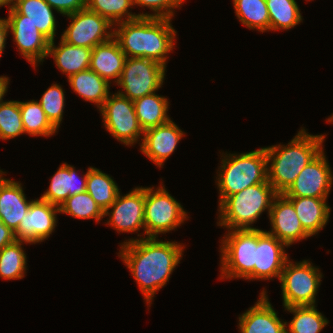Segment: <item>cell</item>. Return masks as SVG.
<instances>
[{"instance_id": "1", "label": "cell", "mask_w": 333, "mask_h": 333, "mask_svg": "<svg viewBox=\"0 0 333 333\" xmlns=\"http://www.w3.org/2000/svg\"><path fill=\"white\" fill-rule=\"evenodd\" d=\"M119 257L132 273L146 303L169 281L183 256L184 246L158 238L128 239L120 244Z\"/></svg>"}, {"instance_id": "2", "label": "cell", "mask_w": 333, "mask_h": 333, "mask_svg": "<svg viewBox=\"0 0 333 333\" xmlns=\"http://www.w3.org/2000/svg\"><path fill=\"white\" fill-rule=\"evenodd\" d=\"M115 26L113 37L126 57L148 58L167 67V55L173 50L177 34L171 19L139 17Z\"/></svg>"}, {"instance_id": "3", "label": "cell", "mask_w": 333, "mask_h": 333, "mask_svg": "<svg viewBox=\"0 0 333 333\" xmlns=\"http://www.w3.org/2000/svg\"><path fill=\"white\" fill-rule=\"evenodd\" d=\"M324 140L325 135H311L302 128L286 146L265 147L268 182L278 194H283L300 172L323 151Z\"/></svg>"}, {"instance_id": "4", "label": "cell", "mask_w": 333, "mask_h": 333, "mask_svg": "<svg viewBox=\"0 0 333 333\" xmlns=\"http://www.w3.org/2000/svg\"><path fill=\"white\" fill-rule=\"evenodd\" d=\"M225 155V156H224ZM216 184L220 205L227 197L259 183L268 182L265 147L240 154L222 153Z\"/></svg>"}, {"instance_id": "5", "label": "cell", "mask_w": 333, "mask_h": 333, "mask_svg": "<svg viewBox=\"0 0 333 333\" xmlns=\"http://www.w3.org/2000/svg\"><path fill=\"white\" fill-rule=\"evenodd\" d=\"M278 195L269 182L252 185L227 197L218 207V226L228 230L255 229L252 224L263 211L268 216L274 198Z\"/></svg>"}, {"instance_id": "6", "label": "cell", "mask_w": 333, "mask_h": 333, "mask_svg": "<svg viewBox=\"0 0 333 333\" xmlns=\"http://www.w3.org/2000/svg\"><path fill=\"white\" fill-rule=\"evenodd\" d=\"M221 240L220 279L254 280L256 228L228 230Z\"/></svg>"}, {"instance_id": "7", "label": "cell", "mask_w": 333, "mask_h": 333, "mask_svg": "<svg viewBox=\"0 0 333 333\" xmlns=\"http://www.w3.org/2000/svg\"><path fill=\"white\" fill-rule=\"evenodd\" d=\"M293 263L287 259L279 278L284 308L315 305L322 273L308 260Z\"/></svg>"}, {"instance_id": "8", "label": "cell", "mask_w": 333, "mask_h": 333, "mask_svg": "<svg viewBox=\"0 0 333 333\" xmlns=\"http://www.w3.org/2000/svg\"><path fill=\"white\" fill-rule=\"evenodd\" d=\"M188 217L183 206L169 194L164 185L145 187L144 225L147 238H158L179 227Z\"/></svg>"}, {"instance_id": "9", "label": "cell", "mask_w": 333, "mask_h": 333, "mask_svg": "<svg viewBox=\"0 0 333 333\" xmlns=\"http://www.w3.org/2000/svg\"><path fill=\"white\" fill-rule=\"evenodd\" d=\"M166 67L161 63L141 57H127L119 81L124 97L135 101L158 91L163 85Z\"/></svg>"}, {"instance_id": "10", "label": "cell", "mask_w": 333, "mask_h": 333, "mask_svg": "<svg viewBox=\"0 0 333 333\" xmlns=\"http://www.w3.org/2000/svg\"><path fill=\"white\" fill-rule=\"evenodd\" d=\"M99 110L105 129L115 139L126 146L140 141V136L143 140L144 131L139 124L133 101L118 92L109 94Z\"/></svg>"}, {"instance_id": "11", "label": "cell", "mask_w": 333, "mask_h": 333, "mask_svg": "<svg viewBox=\"0 0 333 333\" xmlns=\"http://www.w3.org/2000/svg\"><path fill=\"white\" fill-rule=\"evenodd\" d=\"M66 16L71 23L64 30L61 39L68 44L93 49L113 37L114 30L111 28L115 26L87 8Z\"/></svg>"}, {"instance_id": "12", "label": "cell", "mask_w": 333, "mask_h": 333, "mask_svg": "<svg viewBox=\"0 0 333 333\" xmlns=\"http://www.w3.org/2000/svg\"><path fill=\"white\" fill-rule=\"evenodd\" d=\"M144 206H145V187H136L125 196H116L113 204L104 212L107 219V225L112 226L117 232H138L144 229ZM112 210L109 212V210Z\"/></svg>"}, {"instance_id": "13", "label": "cell", "mask_w": 333, "mask_h": 333, "mask_svg": "<svg viewBox=\"0 0 333 333\" xmlns=\"http://www.w3.org/2000/svg\"><path fill=\"white\" fill-rule=\"evenodd\" d=\"M6 20L19 54L23 55L31 65L37 67L48 57L50 41L30 21L23 20V15L13 7L9 8Z\"/></svg>"}, {"instance_id": "14", "label": "cell", "mask_w": 333, "mask_h": 333, "mask_svg": "<svg viewBox=\"0 0 333 333\" xmlns=\"http://www.w3.org/2000/svg\"><path fill=\"white\" fill-rule=\"evenodd\" d=\"M324 150L297 176L283 193L285 197L327 198L333 184V173Z\"/></svg>"}, {"instance_id": "15", "label": "cell", "mask_w": 333, "mask_h": 333, "mask_svg": "<svg viewBox=\"0 0 333 333\" xmlns=\"http://www.w3.org/2000/svg\"><path fill=\"white\" fill-rule=\"evenodd\" d=\"M58 213L59 206L40 198L32 200L29 211L14 232L16 240L36 244L48 239L57 225Z\"/></svg>"}, {"instance_id": "16", "label": "cell", "mask_w": 333, "mask_h": 333, "mask_svg": "<svg viewBox=\"0 0 333 333\" xmlns=\"http://www.w3.org/2000/svg\"><path fill=\"white\" fill-rule=\"evenodd\" d=\"M285 247L287 246L275 236L256 228L254 280L280 278L284 264L289 257Z\"/></svg>"}, {"instance_id": "17", "label": "cell", "mask_w": 333, "mask_h": 333, "mask_svg": "<svg viewBox=\"0 0 333 333\" xmlns=\"http://www.w3.org/2000/svg\"><path fill=\"white\" fill-rule=\"evenodd\" d=\"M268 217L272 228L266 232L275 236L287 247L311 237L304 230L293 204L283 194H278L274 198Z\"/></svg>"}, {"instance_id": "18", "label": "cell", "mask_w": 333, "mask_h": 333, "mask_svg": "<svg viewBox=\"0 0 333 333\" xmlns=\"http://www.w3.org/2000/svg\"><path fill=\"white\" fill-rule=\"evenodd\" d=\"M184 134V131L170 119L164 124L144 131L140 151L157 167H162L165 160L176 150Z\"/></svg>"}, {"instance_id": "19", "label": "cell", "mask_w": 333, "mask_h": 333, "mask_svg": "<svg viewBox=\"0 0 333 333\" xmlns=\"http://www.w3.org/2000/svg\"><path fill=\"white\" fill-rule=\"evenodd\" d=\"M266 294L263 289L255 305L240 315V333H286L287 322L278 317Z\"/></svg>"}, {"instance_id": "20", "label": "cell", "mask_w": 333, "mask_h": 333, "mask_svg": "<svg viewBox=\"0 0 333 333\" xmlns=\"http://www.w3.org/2000/svg\"><path fill=\"white\" fill-rule=\"evenodd\" d=\"M0 169V219L13 232L18 229L21 219L29 211L32 201H27L22 184L6 179Z\"/></svg>"}, {"instance_id": "21", "label": "cell", "mask_w": 333, "mask_h": 333, "mask_svg": "<svg viewBox=\"0 0 333 333\" xmlns=\"http://www.w3.org/2000/svg\"><path fill=\"white\" fill-rule=\"evenodd\" d=\"M126 58L119 43L112 37L110 40L98 44L92 49L89 69L96 72L110 84L112 79L117 83L124 68Z\"/></svg>"}, {"instance_id": "22", "label": "cell", "mask_w": 333, "mask_h": 333, "mask_svg": "<svg viewBox=\"0 0 333 333\" xmlns=\"http://www.w3.org/2000/svg\"><path fill=\"white\" fill-rule=\"evenodd\" d=\"M76 172L74 166L67 163L60 165L40 199L60 206L68 197L86 191L88 169L81 179Z\"/></svg>"}, {"instance_id": "23", "label": "cell", "mask_w": 333, "mask_h": 333, "mask_svg": "<svg viewBox=\"0 0 333 333\" xmlns=\"http://www.w3.org/2000/svg\"><path fill=\"white\" fill-rule=\"evenodd\" d=\"M294 206L304 230L315 236L329 221L330 210L327 198L286 197Z\"/></svg>"}, {"instance_id": "24", "label": "cell", "mask_w": 333, "mask_h": 333, "mask_svg": "<svg viewBox=\"0 0 333 333\" xmlns=\"http://www.w3.org/2000/svg\"><path fill=\"white\" fill-rule=\"evenodd\" d=\"M59 46H55L54 41L49 43L48 56L55 60L57 68L67 75L89 69L92 49L79 47L66 43L60 38Z\"/></svg>"}, {"instance_id": "25", "label": "cell", "mask_w": 333, "mask_h": 333, "mask_svg": "<svg viewBox=\"0 0 333 333\" xmlns=\"http://www.w3.org/2000/svg\"><path fill=\"white\" fill-rule=\"evenodd\" d=\"M23 20L30 21L51 42L56 35L53 8L45 0H14L12 6Z\"/></svg>"}, {"instance_id": "26", "label": "cell", "mask_w": 333, "mask_h": 333, "mask_svg": "<svg viewBox=\"0 0 333 333\" xmlns=\"http://www.w3.org/2000/svg\"><path fill=\"white\" fill-rule=\"evenodd\" d=\"M68 81L77 95L94 103L98 109L110 94V83L91 69L71 75Z\"/></svg>"}, {"instance_id": "27", "label": "cell", "mask_w": 333, "mask_h": 333, "mask_svg": "<svg viewBox=\"0 0 333 333\" xmlns=\"http://www.w3.org/2000/svg\"><path fill=\"white\" fill-rule=\"evenodd\" d=\"M135 113L143 131L168 122V99L156 93L143 96L133 101Z\"/></svg>"}, {"instance_id": "28", "label": "cell", "mask_w": 333, "mask_h": 333, "mask_svg": "<svg viewBox=\"0 0 333 333\" xmlns=\"http://www.w3.org/2000/svg\"><path fill=\"white\" fill-rule=\"evenodd\" d=\"M118 185L108 174L95 167H88L86 192L105 212L115 201L119 193Z\"/></svg>"}, {"instance_id": "29", "label": "cell", "mask_w": 333, "mask_h": 333, "mask_svg": "<svg viewBox=\"0 0 333 333\" xmlns=\"http://www.w3.org/2000/svg\"><path fill=\"white\" fill-rule=\"evenodd\" d=\"M235 14L247 28L260 32L270 30L266 0H233Z\"/></svg>"}, {"instance_id": "30", "label": "cell", "mask_w": 333, "mask_h": 333, "mask_svg": "<svg viewBox=\"0 0 333 333\" xmlns=\"http://www.w3.org/2000/svg\"><path fill=\"white\" fill-rule=\"evenodd\" d=\"M19 108L25 134L49 137L57 132L58 129L49 121L38 101H19Z\"/></svg>"}, {"instance_id": "31", "label": "cell", "mask_w": 333, "mask_h": 333, "mask_svg": "<svg viewBox=\"0 0 333 333\" xmlns=\"http://www.w3.org/2000/svg\"><path fill=\"white\" fill-rule=\"evenodd\" d=\"M285 310L294 315L290 323H286V333H320L329 323L316 305L287 307Z\"/></svg>"}, {"instance_id": "32", "label": "cell", "mask_w": 333, "mask_h": 333, "mask_svg": "<svg viewBox=\"0 0 333 333\" xmlns=\"http://www.w3.org/2000/svg\"><path fill=\"white\" fill-rule=\"evenodd\" d=\"M23 242L15 240L12 244L3 247L0 250V277L3 279H23L27 269V257L22 248Z\"/></svg>"}, {"instance_id": "33", "label": "cell", "mask_w": 333, "mask_h": 333, "mask_svg": "<svg viewBox=\"0 0 333 333\" xmlns=\"http://www.w3.org/2000/svg\"><path fill=\"white\" fill-rule=\"evenodd\" d=\"M270 31L289 30L300 24L302 15L295 0H266Z\"/></svg>"}, {"instance_id": "34", "label": "cell", "mask_w": 333, "mask_h": 333, "mask_svg": "<svg viewBox=\"0 0 333 333\" xmlns=\"http://www.w3.org/2000/svg\"><path fill=\"white\" fill-rule=\"evenodd\" d=\"M130 7L133 8V0H86L88 10L98 13L113 25L139 17H148V13L129 12Z\"/></svg>"}, {"instance_id": "35", "label": "cell", "mask_w": 333, "mask_h": 333, "mask_svg": "<svg viewBox=\"0 0 333 333\" xmlns=\"http://www.w3.org/2000/svg\"><path fill=\"white\" fill-rule=\"evenodd\" d=\"M60 213L79 219H94L98 223L104 211L86 191L68 197L60 206Z\"/></svg>"}, {"instance_id": "36", "label": "cell", "mask_w": 333, "mask_h": 333, "mask_svg": "<svg viewBox=\"0 0 333 333\" xmlns=\"http://www.w3.org/2000/svg\"><path fill=\"white\" fill-rule=\"evenodd\" d=\"M24 132L19 108V101H3L0 103V139L16 138Z\"/></svg>"}, {"instance_id": "37", "label": "cell", "mask_w": 333, "mask_h": 333, "mask_svg": "<svg viewBox=\"0 0 333 333\" xmlns=\"http://www.w3.org/2000/svg\"><path fill=\"white\" fill-rule=\"evenodd\" d=\"M65 91L56 83L52 84L38 101L49 121L58 129L63 119Z\"/></svg>"}, {"instance_id": "38", "label": "cell", "mask_w": 333, "mask_h": 333, "mask_svg": "<svg viewBox=\"0 0 333 333\" xmlns=\"http://www.w3.org/2000/svg\"><path fill=\"white\" fill-rule=\"evenodd\" d=\"M185 0H133V6L148 7L152 14L148 17L172 19L174 8H178Z\"/></svg>"}, {"instance_id": "39", "label": "cell", "mask_w": 333, "mask_h": 333, "mask_svg": "<svg viewBox=\"0 0 333 333\" xmlns=\"http://www.w3.org/2000/svg\"><path fill=\"white\" fill-rule=\"evenodd\" d=\"M58 13L65 15L73 14L86 8V0H45Z\"/></svg>"}, {"instance_id": "40", "label": "cell", "mask_w": 333, "mask_h": 333, "mask_svg": "<svg viewBox=\"0 0 333 333\" xmlns=\"http://www.w3.org/2000/svg\"><path fill=\"white\" fill-rule=\"evenodd\" d=\"M15 240L14 232L0 219V250L9 244H12Z\"/></svg>"}, {"instance_id": "41", "label": "cell", "mask_w": 333, "mask_h": 333, "mask_svg": "<svg viewBox=\"0 0 333 333\" xmlns=\"http://www.w3.org/2000/svg\"><path fill=\"white\" fill-rule=\"evenodd\" d=\"M8 33H9V28L6 18L5 19L0 18V58L5 48L6 38L8 36Z\"/></svg>"}, {"instance_id": "42", "label": "cell", "mask_w": 333, "mask_h": 333, "mask_svg": "<svg viewBox=\"0 0 333 333\" xmlns=\"http://www.w3.org/2000/svg\"><path fill=\"white\" fill-rule=\"evenodd\" d=\"M9 80V77L0 76V103L3 102L4 95L7 92Z\"/></svg>"}, {"instance_id": "43", "label": "cell", "mask_w": 333, "mask_h": 333, "mask_svg": "<svg viewBox=\"0 0 333 333\" xmlns=\"http://www.w3.org/2000/svg\"><path fill=\"white\" fill-rule=\"evenodd\" d=\"M13 3H14V0H0V7L6 5L8 8H11L13 6Z\"/></svg>"}, {"instance_id": "44", "label": "cell", "mask_w": 333, "mask_h": 333, "mask_svg": "<svg viewBox=\"0 0 333 333\" xmlns=\"http://www.w3.org/2000/svg\"><path fill=\"white\" fill-rule=\"evenodd\" d=\"M327 122L333 123V114H332V116H330L329 118H327Z\"/></svg>"}]
</instances>
